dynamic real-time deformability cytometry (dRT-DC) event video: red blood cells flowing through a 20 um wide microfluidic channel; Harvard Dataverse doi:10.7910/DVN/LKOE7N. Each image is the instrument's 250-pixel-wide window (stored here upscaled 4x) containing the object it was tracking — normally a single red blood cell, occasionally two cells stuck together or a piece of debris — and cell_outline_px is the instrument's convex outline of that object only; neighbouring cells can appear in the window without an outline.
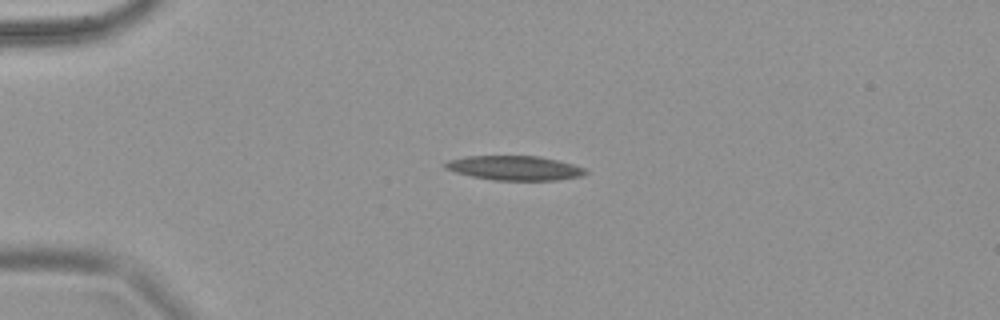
{"species": "common noctule bat (a hibernating species)", "species_latin": "Nyctalus noctula", "temperature_condition": "warm", "stored_images_in_passage": 10, "camera_frame_rate_fps": 3000, "um_per_image_px": 0.085, "animal": {"sex": "female", "body_mass_g": 18.4}, "frame": {"image": 1, "passage_image": 4, "time_ms": 1.0, "image_size_px": [1000, 320], "cell_outline_px": [[588, 172], [580, 176], [556, 180], [492, 180], [472, 176], [456, 172], [444, 168], [444, 164], [448, 160], [464, 156], [540, 156], [572, 164], [584, 168]], "centroid_in_image_um": [43.71, 14.27], "position_along_channel_um": 41.3, "area_um2": 19.83}}
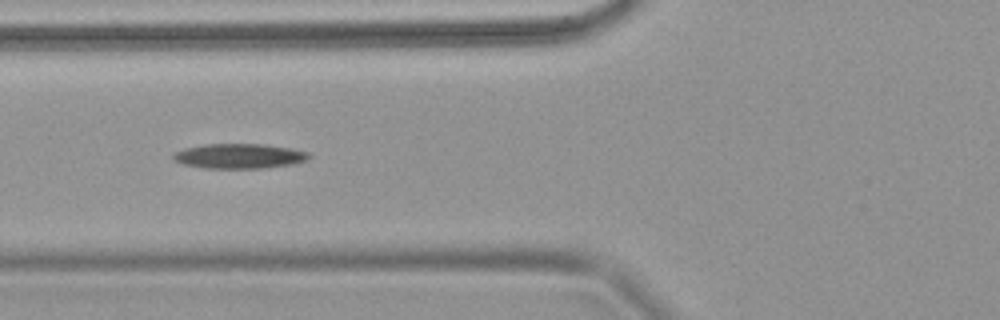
{"frame": {"image": 2, "passage_image": 7, "time_ms": 2.0, "image_size_px": [1000, 320], "cell_outline_px": [[312, 156], [304, 160], [292, 164], [264, 168], [204, 168], [184, 164], [172, 160], [172, 156], [176, 152], [184, 148], [204, 144], [264, 144], [288, 148], [308, 152]], "centroid_in_image_um": [20.3, 13.26], "position_along_channel_um": 105.5, "area_um2": 19.54}}
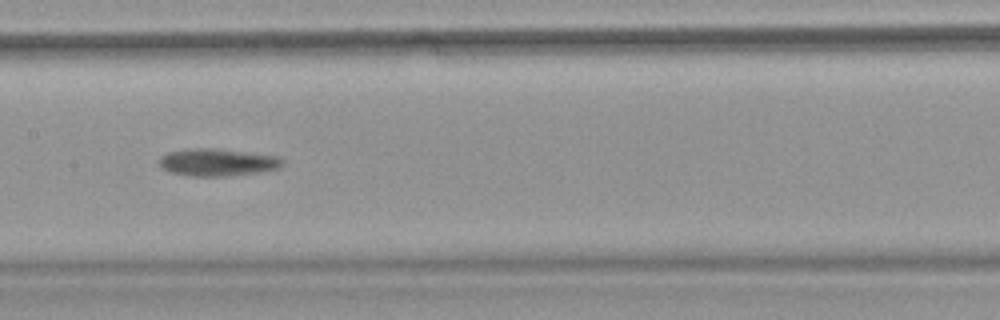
{"frame": {"image": 3, "passage_image": 9, "time_ms": 2.667, "image_size_px": [1000, 320], "cell_outline_px": [[284, 164], [280, 168], [232, 176], [188, 176], [168, 172], [160, 168], [160, 156], [168, 152], [184, 148], [216, 148], [276, 156], [284, 160]], "centroid_in_image_um": [18.43, 13.79], "position_along_channel_um": 189.0, "area_um2": 19.88}}